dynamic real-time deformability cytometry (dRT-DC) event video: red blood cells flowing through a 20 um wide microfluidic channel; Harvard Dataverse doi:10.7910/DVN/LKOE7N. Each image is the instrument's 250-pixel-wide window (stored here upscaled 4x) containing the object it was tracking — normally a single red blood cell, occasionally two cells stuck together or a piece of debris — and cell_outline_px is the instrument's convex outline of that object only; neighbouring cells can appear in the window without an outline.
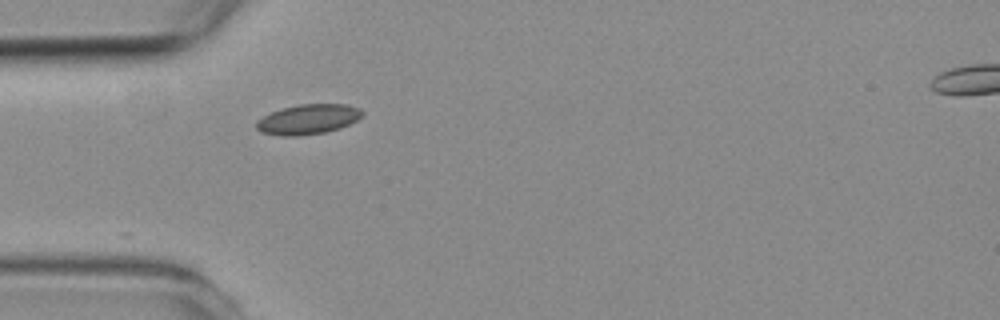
{"species": "common noctule bat (a hibernating species)", "species_latin": "Nyctalus noctula", "temperature_condition": "room temperature", "stored_images_in_passage": 2, "camera_frame_rate_fps": 3000, "um_per_image_px": 0.085, "animal": {"sex": "female", "body_mass_g": 19.3, "forearm_length_mm": 54.1}, "frame": {"image": 1, "passage_image": 2, "time_ms": 1.333, "image_size_px": [1000, 320], "cell_outline_px": [[364, 112], [356, 120], [340, 128], [324, 132], [296, 136], [280, 136], [260, 132], [256, 128], [256, 120], [272, 112], [284, 108], [300, 104], [348, 104], [360, 108]], "centroid_in_image_um": [26.17, 10.14], "position_along_channel_um": 58.8, "area_um2": 18.38}}